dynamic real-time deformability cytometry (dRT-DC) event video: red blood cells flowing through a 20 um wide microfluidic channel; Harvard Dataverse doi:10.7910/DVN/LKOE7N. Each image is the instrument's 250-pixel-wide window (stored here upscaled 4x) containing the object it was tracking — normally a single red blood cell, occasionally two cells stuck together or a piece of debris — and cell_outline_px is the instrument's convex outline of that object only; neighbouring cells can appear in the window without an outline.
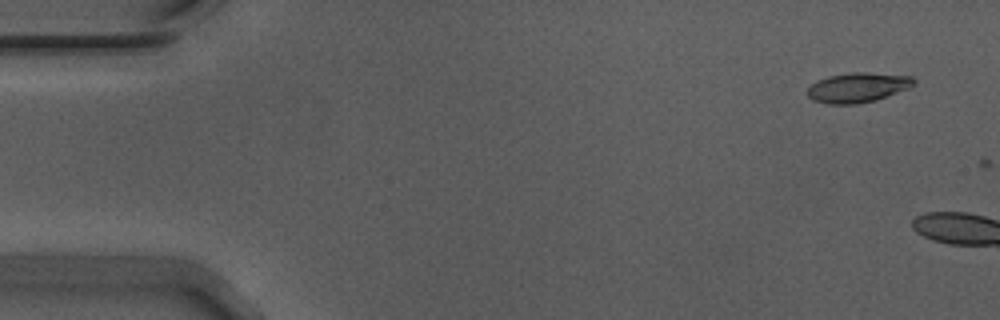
{"species": "Egyptian fruit bat (a non-hibernating species)", "species_latin": "Rousettus aegyptiacus", "temperature_condition": "warm", "stored_images_in_passage": 2, "camera_frame_rate_fps": 3000, "um_per_image_px": 0.085, "animal": {"sex": "male"}, "frame": {"image": 1, "passage_image": 1, "time_ms": 0.0, "image_size_px": [1000, 320], "cell_outline_px": [[916, 84], [908, 88], [876, 100], [856, 104], [828, 104], [812, 100], [808, 96], [808, 88], [816, 80], [828, 76], [852, 72], [868, 72], [912, 76], [916, 80]], "centroid_in_image_um": [72.91, 7.43], "position_along_channel_um": 12.1, "area_um2": 18.55}}